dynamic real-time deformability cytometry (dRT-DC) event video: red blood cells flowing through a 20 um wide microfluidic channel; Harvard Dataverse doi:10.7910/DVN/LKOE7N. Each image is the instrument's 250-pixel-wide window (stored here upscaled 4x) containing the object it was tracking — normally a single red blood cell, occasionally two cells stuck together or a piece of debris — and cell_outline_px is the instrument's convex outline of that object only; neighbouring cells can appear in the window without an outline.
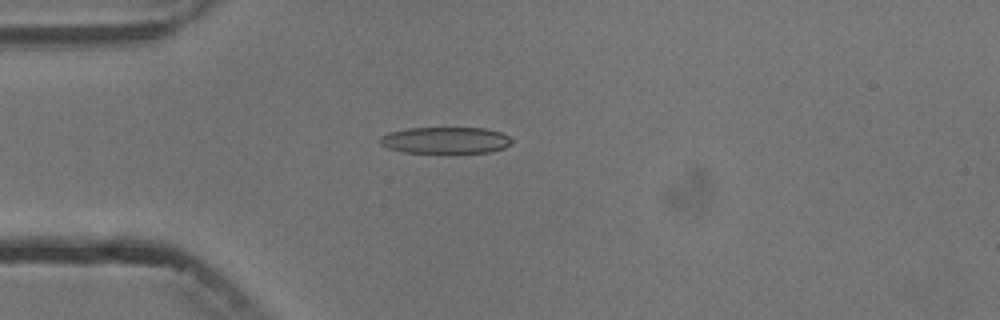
{"species": "common noctule bat (a hibernating species)", "species_latin": "Nyctalus noctula", "temperature_condition": "cold", "stored_images_in_passage": 5, "camera_frame_rate_fps": 3000, "um_per_image_px": 0.085, "animal": {"sex": "male", "body_mass_g": 13.3}, "frame": {"image": 1, "passage_image": 5, "time_ms": 5.333, "image_size_px": [1000, 320], "cell_outline_px": [[512, 140], [504, 148], [488, 152], [404, 152], [388, 148], [380, 144], [380, 136], [388, 132], [408, 128], [484, 128], [500, 132], [508, 136]], "centroid_in_image_um": [37.82, 11.91], "position_along_channel_um": 47.2, "area_um2": 20.11}}